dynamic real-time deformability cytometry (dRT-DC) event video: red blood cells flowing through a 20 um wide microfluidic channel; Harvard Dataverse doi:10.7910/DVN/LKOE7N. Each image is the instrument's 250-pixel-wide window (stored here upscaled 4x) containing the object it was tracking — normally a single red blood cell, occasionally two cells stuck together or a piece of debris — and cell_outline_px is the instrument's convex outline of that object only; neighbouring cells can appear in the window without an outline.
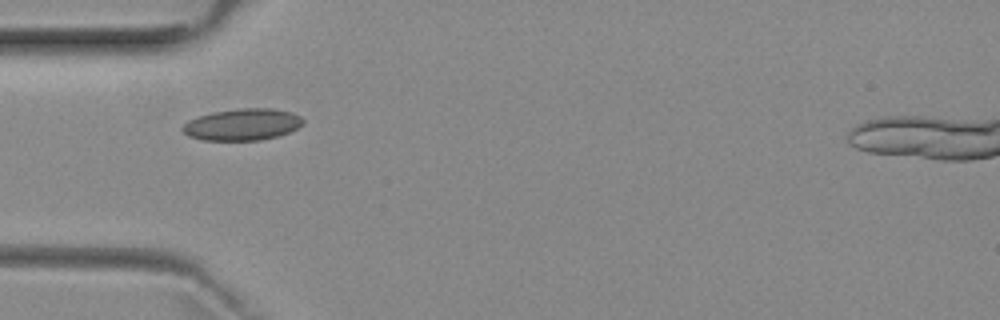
{"species": "common noctule bat (a hibernating species)", "species_latin": "Nyctalus noctula", "temperature_condition": "room temperature", "stored_images_in_passage": 7, "camera_frame_rate_fps": 3000, "um_per_image_px": 0.085, "animal": {"sex": "female", "body_mass_g": 29.2, "forearm_length_mm": 56.3}, "frame": {"image": 1, "passage_image": 5, "time_ms": 4.667, "image_size_px": [1000, 320], "cell_outline_px": [[304, 124], [288, 132], [276, 136], [260, 140], [204, 140], [188, 136], [180, 128], [188, 120], [212, 112], [240, 108], [272, 108], [292, 112], [300, 116], [304, 120]], "centroid_in_image_um": [20.6, 10.57], "position_along_channel_um": 64.4, "area_um2": 22.2}}
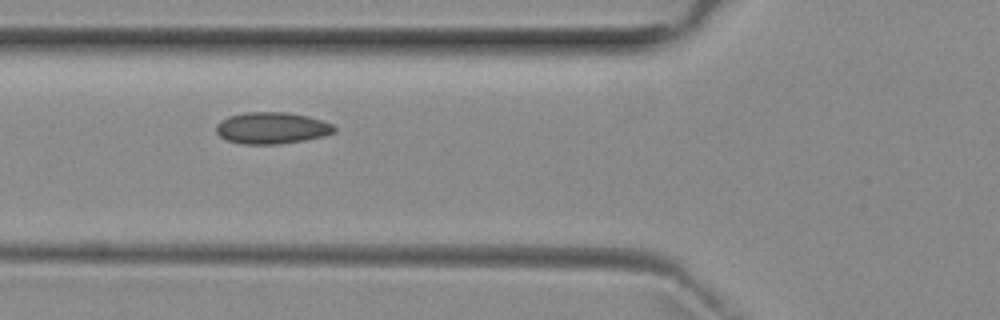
{"frame": {"image": 2, "passage_image": 6, "time_ms": 5.667, "image_size_px": [1000, 320], "cell_outline_px": [[336, 132], [324, 136], [304, 140], [280, 144], [244, 144], [228, 140], [220, 136], [216, 132], [216, 124], [220, 120], [228, 116], [244, 112], [284, 112], [308, 116], [332, 124], [336, 128]], "centroid_in_image_um": [23.09, 10.88], "position_along_channel_um": 102.7, "area_um2": 21.79}}
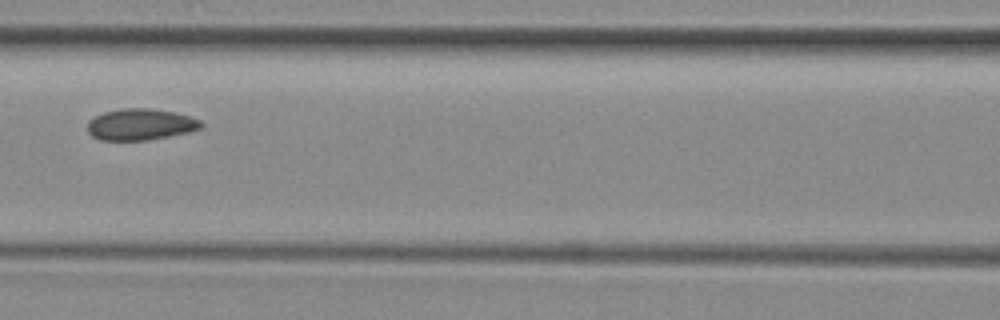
{"frame": {"image": 3, "passage_image": 7, "time_ms": 7.0, "image_size_px": [1000, 320], "cell_outline_px": [[204, 124], [200, 128], [188, 132], [148, 140], [100, 140], [92, 136], [88, 132], [88, 120], [104, 112], [120, 108], [148, 108], [172, 112], [188, 116], [200, 120]], "centroid_in_image_um": [11.91, 10.58], "position_along_channel_um": 154.7, "area_um2": 20.63}}